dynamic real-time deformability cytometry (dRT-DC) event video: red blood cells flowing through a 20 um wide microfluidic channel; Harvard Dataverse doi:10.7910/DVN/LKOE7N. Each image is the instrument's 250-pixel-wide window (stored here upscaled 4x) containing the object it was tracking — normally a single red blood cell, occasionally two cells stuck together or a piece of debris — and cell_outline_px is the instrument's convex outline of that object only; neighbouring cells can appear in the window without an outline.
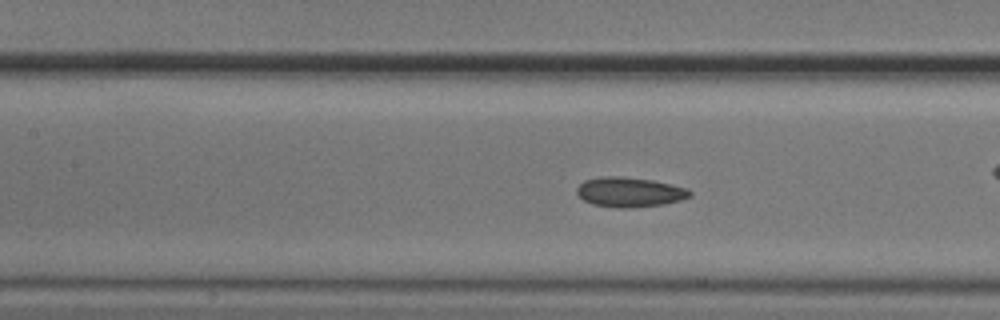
{"species": "common noctule bat (a hibernating species)", "species_latin": "Nyctalus noctula", "temperature_condition": "cold", "stored_images_in_passage": 56, "camera_frame_rate_fps": 3000, "um_per_image_px": 0.085, "animal": {"sex": "male", "body_mass_g": 20.5, "forearm_length_mm": 52.5}, "frame": {"image": 1, "passage_image": 25, "time_ms": 8.0, "image_size_px": [1000, 320], "cell_outline_px": [[692, 196], [680, 200], [664, 204], [632, 208], [616, 208], [592, 204], [584, 200], [576, 192], [576, 188], [584, 180], [604, 176], [620, 176], [652, 180], [688, 188], [692, 192]], "centroid_in_image_um": [53.52, 16.33], "position_along_channel_um": 153.9, "area_um2": 19.71}}
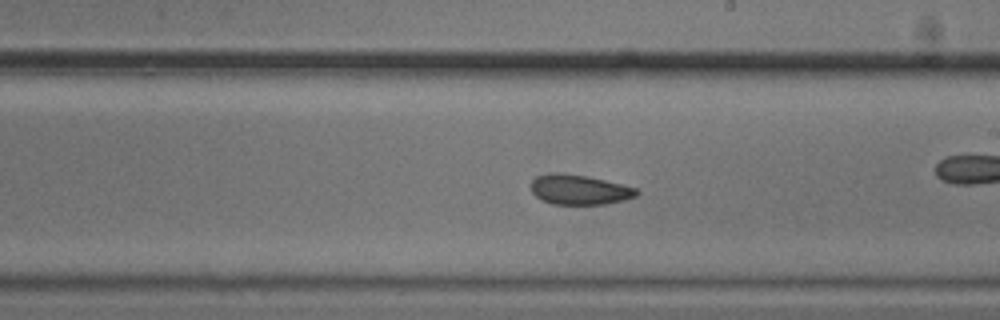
{"frame": {"image": 2, "passage_image": 32, "time_ms": 10.333, "image_size_px": [1000, 320], "cell_outline_px": [[640, 192], [636, 196], [624, 200], [604, 204], [552, 204], [540, 200], [532, 192], [532, 180], [536, 176], [552, 172], [560, 172], [588, 176], [636, 188]], "centroid_in_image_um": [49.22, 16.11], "position_along_channel_um": 239.8, "area_um2": 18.44}, "authors_computed_cell_mechanics": {"area_um2": 19.9121, "velocity_mm_per_s": 3.6979, "shape_relaxation_time_tau1_ms": null, "shape_relaxation_time_tau2_ms": 4.5408, "deformation_change_tau1": null, "deformation_change_tau2": 0.0772}}